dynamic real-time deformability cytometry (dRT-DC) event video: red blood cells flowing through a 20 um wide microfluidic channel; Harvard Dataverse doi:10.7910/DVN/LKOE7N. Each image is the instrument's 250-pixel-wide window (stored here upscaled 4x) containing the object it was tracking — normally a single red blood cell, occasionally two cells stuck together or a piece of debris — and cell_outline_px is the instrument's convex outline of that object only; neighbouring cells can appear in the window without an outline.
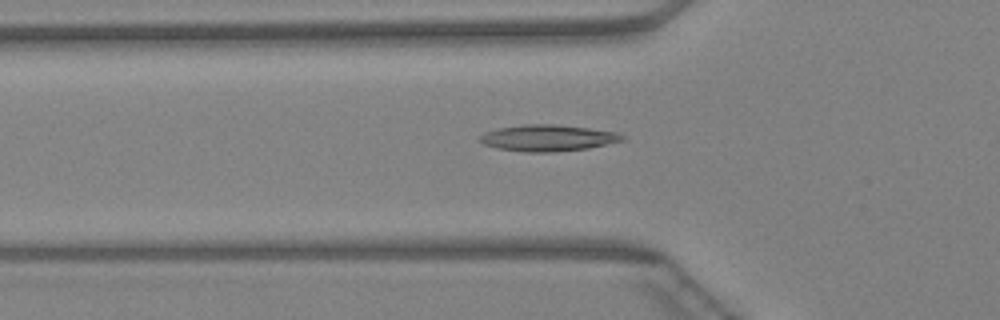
{"species": "Egyptian fruit bat (a non-hibernating species)", "species_latin": "Rousettus aegyptiacus", "temperature_condition": "warm", "stored_images_in_passage": 45, "camera_frame_rate_fps": 3000, "um_per_image_px": 0.085, "animal": {"sex": "female"}, "frame": {"image": 1, "passage_image": 15, "time_ms": 4.667, "image_size_px": [1000, 320], "cell_outline_px": [[624, 140], [588, 148], [552, 152], [524, 152], [496, 148], [484, 144], [480, 140], [480, 136], [484, 132], [500, 128], [524, 124], [552, 124], [588, 128], [616, 132], [624, 136]], "centroid_in_image_um": [46.54, 11.73], "position_along_channel_um": 79.3, "area_um2": 21.68}}
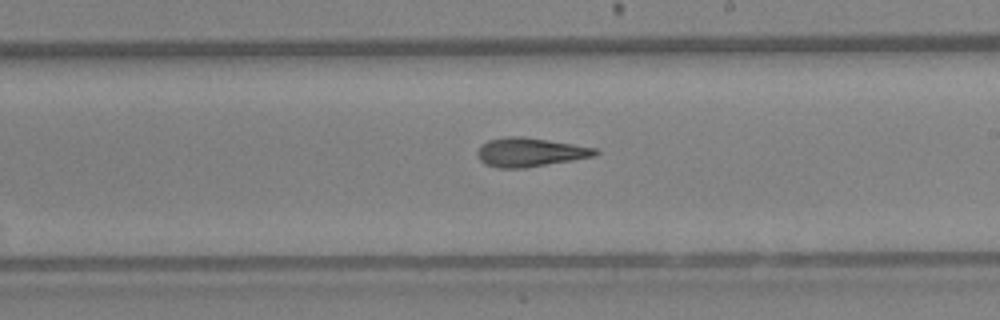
{"frame": {"image": 2, "passage_image": 26, "time_ms": 8.333, "image_size_px": [1000, 320], "cell_outline_px": [[600, 152], [596, 156], [524, 168], [496, 168], [484, 164], [480, 160], [476, 152], [480, 144], [488, 140], [504, 136], [524, 136], [596, 148]], "centroid_in_image_um": [45.0, 12.93], "position_along_channel_um": 244.0, "area_um2": 20.0}}
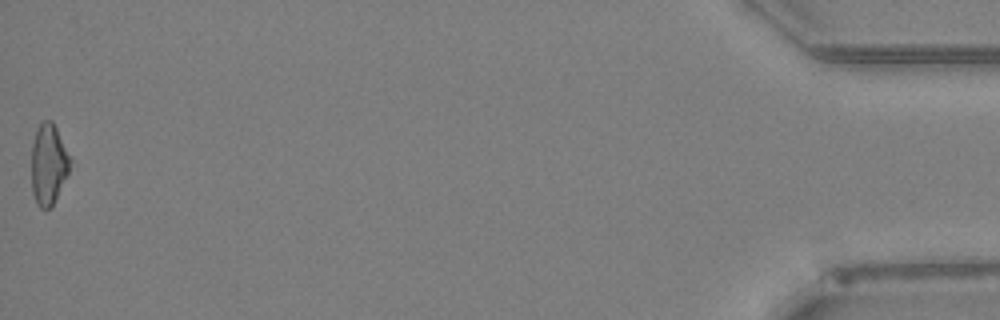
{"frame": {"image": 3, "passage_image": 45, "time_ms": 14.667, "image_size_px": [1000, 320], "cell_outline_px": [[72, 160], [68, 176], [52, 208], [40, 208], [36, 204], [32, 192], [32, 144], [36, 128], [44, 120], [52, 120]], "centroid_in_image_um": [4.14, 13.99], "position_along_channel_um": 431.1, "area_um2": 18.5}}